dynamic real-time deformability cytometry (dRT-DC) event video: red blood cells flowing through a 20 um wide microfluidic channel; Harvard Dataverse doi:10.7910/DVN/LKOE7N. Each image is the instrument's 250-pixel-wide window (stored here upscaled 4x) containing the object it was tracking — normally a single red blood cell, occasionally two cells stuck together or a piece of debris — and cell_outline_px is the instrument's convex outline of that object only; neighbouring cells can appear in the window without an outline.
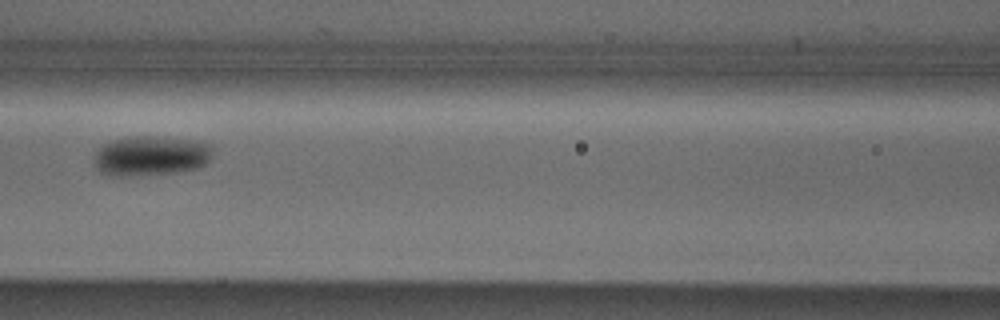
{"species": "Egyptian fruit bat (a non-hibernating species)", "species_latin": "Rousettus aegyptiacus", "temperature_condition": "cold", "stored_images_in_passage": 3, "camera_frame_rate_fps": 3000, "um_per_image_px": 0.085, "animal": {"sex": "male"}, "frame": {"image": 1, "passage_image": 3, "time_ms": 0.667, "image_size_px": [1000, 320], "cell_outline_px": [[212, 156], [200, 168], [180, 172], [140, 176], [112, 176], [100, 172], [92, 160], [96, 152], [104, 144], [112, 140], [136, 136], [152, 136], [192, 140], [212, 144]], "centroid_in_image_um": [12.83, 13.26], "position_along_channel_um": 153.8, "area_um2": 27.86}}